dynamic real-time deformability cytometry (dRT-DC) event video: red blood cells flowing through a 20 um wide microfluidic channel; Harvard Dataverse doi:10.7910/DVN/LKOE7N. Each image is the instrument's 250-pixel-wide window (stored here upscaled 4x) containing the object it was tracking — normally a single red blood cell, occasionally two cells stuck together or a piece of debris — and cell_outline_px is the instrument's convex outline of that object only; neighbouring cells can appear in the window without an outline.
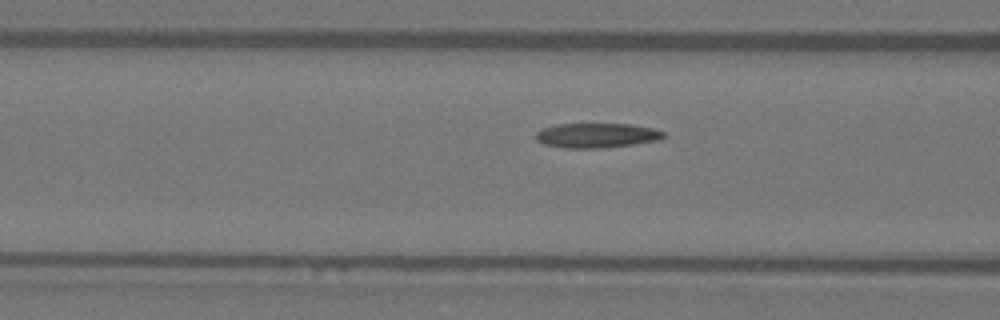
{"species": "Egyptian fruit bat (a non-hibernating species)", "species_latin": "Rousettus aegyptiacus", "temperature_condition": "warm", "stored_images_in_passage": 15, "camera_frame_rate_fps": 3000, "um_per_image_px": 0.085, "animal": {"sex": "female"}, "frame": {"image": 1, "passage_image": 13, "time_ms": 4.0, "image_size_px": [1000, 320], "cell_outline_px": [[668, 136], [660, 140], [604, 148], [564, 148], [544, 144], [536, 140], [536, 132], [540, 128], [556, 124], [632, 124], [652, 128], [664, 132]], "centroid_in_image_um": [50.71, 11.51], "position_along_channel_um": 115.9, "area_um2": 18.55}}